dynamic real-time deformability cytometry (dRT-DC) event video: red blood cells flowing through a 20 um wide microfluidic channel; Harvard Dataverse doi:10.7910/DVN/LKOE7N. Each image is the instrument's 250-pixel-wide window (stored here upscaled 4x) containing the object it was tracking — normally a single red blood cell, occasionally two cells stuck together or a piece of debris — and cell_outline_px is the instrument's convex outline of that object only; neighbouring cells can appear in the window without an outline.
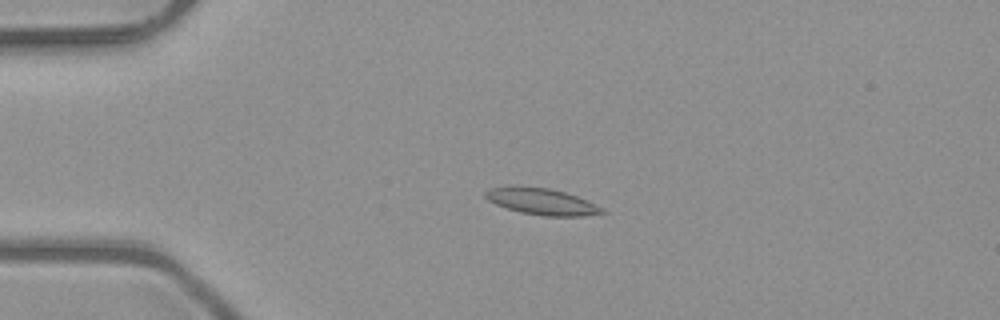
{"species": "common noctule bat (a hibernating species)", "species_latin": "Nyctalus noctula", "temperature_condition": "room temperature", "stored_images_in_passage": 4, "camera_frame_rate_fps": 3000, "um_per_image_px": 0.085, "animal": {"sex": "male", "body_mass_g": 23.1, "forearm_length_mm": 52.7}, "frame": {"image": 1, "passage_image": 3, "time_ms": 0.667, "image_size_px": [1000, 320], "cell_outline_px": [[608, 212], [584, 216], [544, 216], [520, 212], [496, 204], [488, 200], [484, 196], [484, 192], [492, 188], [548, 188], [564, 192], [576, 196], [604, 208]], "centroid_in_image_um": [46.12, 17.17], "position_along_channel_um": 38.9, "area_um2": 17.34}}